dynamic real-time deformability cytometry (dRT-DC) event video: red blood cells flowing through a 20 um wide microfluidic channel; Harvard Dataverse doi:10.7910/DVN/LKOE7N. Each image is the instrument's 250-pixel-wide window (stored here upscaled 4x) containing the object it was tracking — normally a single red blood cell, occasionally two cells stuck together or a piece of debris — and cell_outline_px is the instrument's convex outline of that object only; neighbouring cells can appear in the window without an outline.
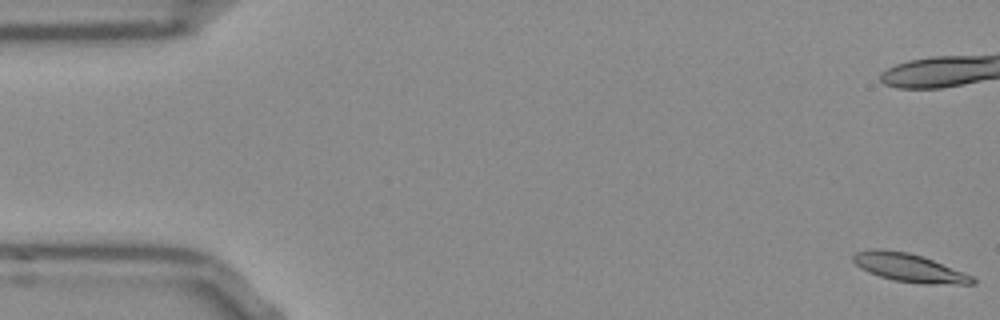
{"species": "Egyptian fruit bat (a non-hibernating species)", "species_latin": "Rousettus aegyptiacus", "temperature_condition": "room temperature", "stored_images_in_passage": 48, "camera_frame_rate_fps": 3000, "um_per_image_px": 0.085, "frame": {"image": 1, "passage_image": 1, "time_ms": 0.0, "image_size_px": [1000, 320], "cell_outline_px": [[976, 284], [924, 284], [892, 280], [868, 272], [860, 268], [852, 260], [852, 256], [856, 252], [872, 248], [880, 248], [908, 252], [924, 256], [964, 272], [972, 276], [976, 280]], "centroid_in_image_um": [77.27, 22.75], "position_along_channel_um": 7.7, "area_um2": 19.94}, "authors_computed_cell_mechanics": {"area_um2": 19.7965, "velocity_mm_per_s": 3.7652, "shape_relaxation_time_tau1_ms": 10.5748, "shape_relaxation_time_tau2_ms": 5.7075, "deformation_change_tau1": 0.2313, "deformation_change_tau2": 0.1298}}